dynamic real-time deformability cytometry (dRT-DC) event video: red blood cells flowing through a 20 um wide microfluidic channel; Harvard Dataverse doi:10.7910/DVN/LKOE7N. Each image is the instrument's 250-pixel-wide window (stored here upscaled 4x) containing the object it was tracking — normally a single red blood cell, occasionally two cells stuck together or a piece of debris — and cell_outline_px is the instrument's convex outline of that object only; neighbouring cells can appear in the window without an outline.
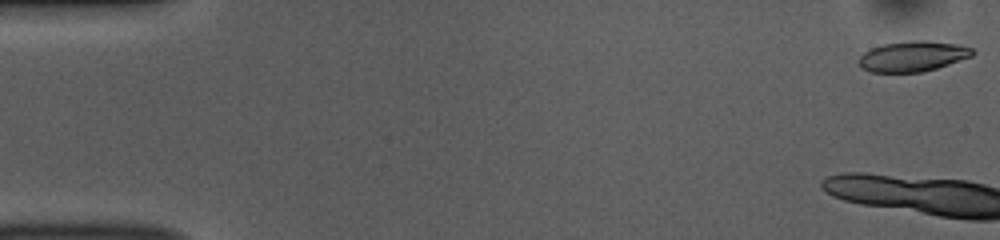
{"species": "common noctule bat (a hibernating species)", "species_latin": "Nyctalus noctula", "temperature_condition": "room temperature", "stored_images_in_passage": 12, "camera_frame_rate_fps": 3000, "um_per_image_px": 0.085, "animal": {"sex": "female", "body_mass_g": 10.0, "forearm_length_mm": 53.1}, "frame": {"image": 1, "passage_image": 1, "time_ms": 0.0, "image_size_px": [1000, 240], "cell_outline_px": [[976, 52], [972, 56], [936, 68], [920, 72], [872, 72], [860, 68], [860, 56], [864, 52], [872, 48], [884, 44], [912, 40], [928, 40], [956, 44], [972, 48]], "centroid_in_image_um": [77.59, 4.78], "position_along_channel_um": 7.4, "area_um2": 20.0}}